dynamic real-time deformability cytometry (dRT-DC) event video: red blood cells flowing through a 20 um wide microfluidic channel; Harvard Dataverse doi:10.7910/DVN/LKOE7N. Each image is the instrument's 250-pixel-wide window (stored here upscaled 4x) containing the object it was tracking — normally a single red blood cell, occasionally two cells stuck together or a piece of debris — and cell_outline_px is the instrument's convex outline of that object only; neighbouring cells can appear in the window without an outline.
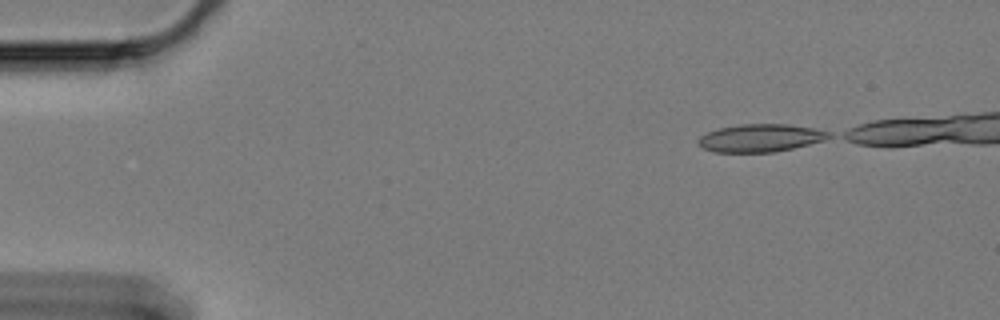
{"species": "Egyptian fruit bat (a non-hibernating species)", "species_latin": "Rousettus aegyptiacus", "temperature_condition": "cold", "stored_images_in_passage": 46, "camera_frame_rate_fps": 3000, "um_per_image_px": 0.085, "animal": {"sex": "female"}, "frame": {"image": 1, "passage_image": 1, "time_ms": 0.0, "image_size_px": [1000, 320], "cell_outline_px": [[832, 136], [824, 140], [776, 152], [712, 152], [696, 144], [696, 140], [700, 136], [708, 132], [720, 128], [740, 124], [788, 124], [812, 128], [832, 132]], "centroid_in_image_um": [64.61, 11.73], "position_along_channel_um": 20.4, "area_um2": 21.15}}
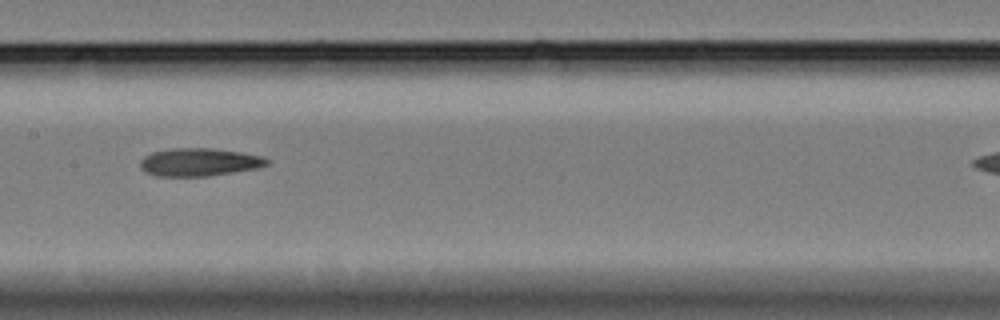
{"frame": {"image": 2, "passage_image": 24, "time_ms": 7.667, "image_size_px": [1000, 320], "cell_outline_px": [[268, 164], [256, 168], [208, 176], [156, 176], [144, 172], [140, 168], [140, 160], [144, 156], [152, 152], [172, 148], [212, 148], [240, 152], [264, 156], [268, 160]], "centroid_in_image_um": [16.89, 13.78], "position_along_channel_um": 190.5, "area_um2": 20.63}}
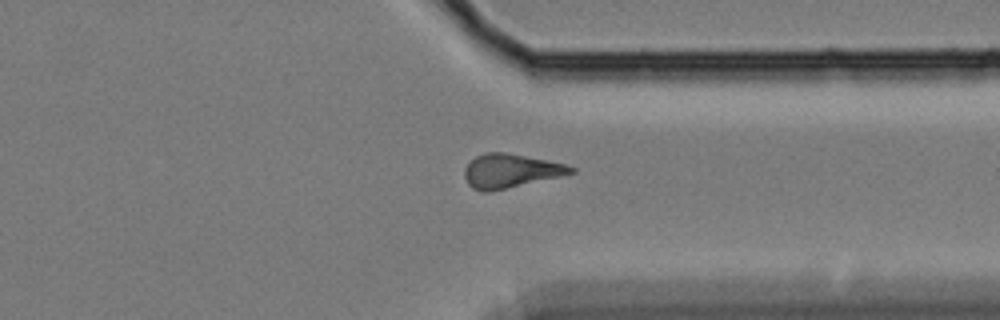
{"frame": {"image": 3, "passage_image": 40, "time_ms": 13.0, "image_size_px": [1000, 320], "cell_outline_px": [[576, 172], [488, 192], [480, 192], [472, 188], [468, 184], [464, 176], [464, 168], [476, 156], [484, 152], [500, 152], [524, 156], [564, 164], [576, 168]], "centroid_in_image_um": [43.33, 14.53], "position_along_channel_um": 368.1, "area_um2": 20.52}}